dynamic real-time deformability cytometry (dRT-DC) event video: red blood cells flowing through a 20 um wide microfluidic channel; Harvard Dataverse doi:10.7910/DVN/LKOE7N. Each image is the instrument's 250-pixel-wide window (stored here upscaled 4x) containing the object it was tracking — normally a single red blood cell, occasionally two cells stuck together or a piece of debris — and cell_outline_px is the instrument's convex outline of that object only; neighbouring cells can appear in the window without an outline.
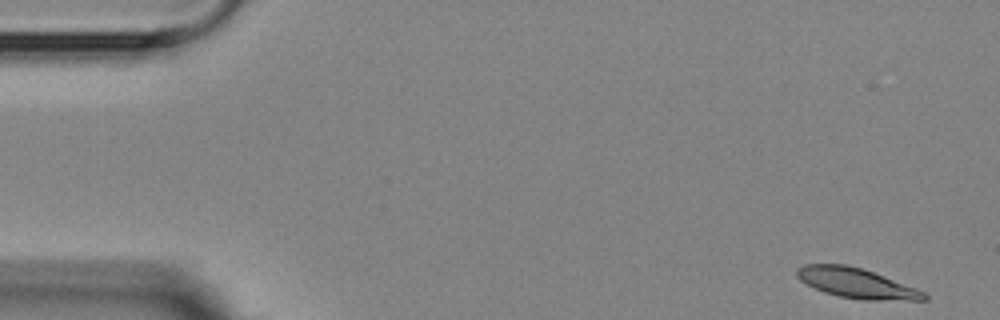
{"species": "Egyptian fruit bat (a non-hibernating species)", "species_latin": "Rousettus aegyptiacus", "temperature_condition": "room temperature", "stored_images_in_passage": 9, "camera_frame_rate_fps": 3000, "um_per_image_px": 0.085, "animal": {"sex": "female"}, "frame": {"image": 1, "passage_image": 1, "time_ms": 0.0, "image_size_px": [1000, 320], "cell_outline_px": [[928, 300], [864, 300], [836, 296], [824, 292], [800, 280], [796, 276], [796, 268], [804, 264], [844, 264], [860, 268], [872, 272], [916, 288], [924, 292], [928, 296]], "centroid_in_image_um": [72.78, 24.07], "position_along_channel_um": 12.2, "area_um2": 22.02}}
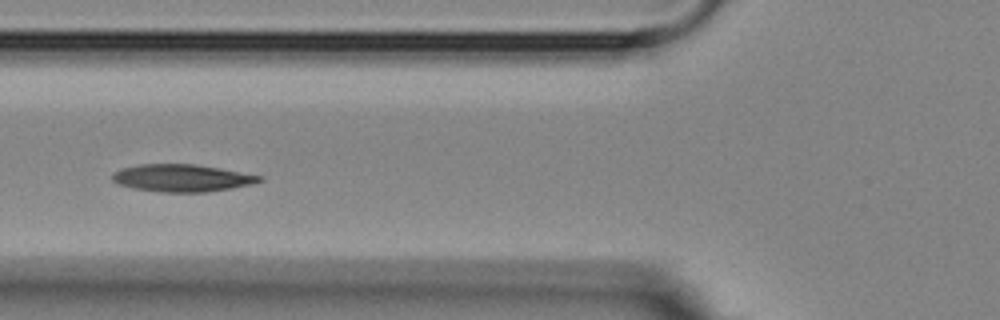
{"frame": {"image": 2, "passage_image": 6, "time_ms": 6.0, "image_size_px": [1000, 320], "cell_outline_px": [[264, 180], [252, 184], [232, 188], [208, 192], [160, 192], [132, 188], [116, 184], [112, 180], [112, 172], [124, 168], [140, 164], [196, 164], [220, 168], [264, 176]], "centroid_in_image_um": [15.47, 15.13], "position_along_channel_um": 110.3, "area_um2": 23.64}}
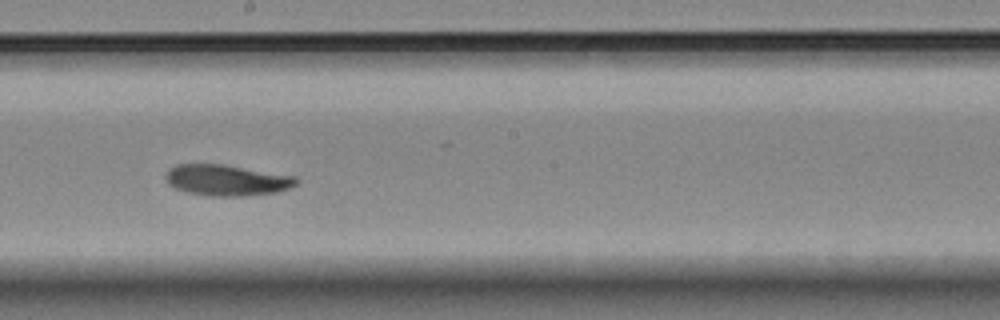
{"frame": {"image": 3, "passage_image": 9, "time_ms": 9.333, "image_size_px": [1000, 320], "cell_outline_px": [[300, 180], [292, 188], [276, 192], [244, 196], [208, 196], [188, 192], [176, 188], [168, 184], [164, 176], [176, 164], [224, 164], [296, 176]], "centroid_in_image_um": [19.32, 15.31], "position_along_channel_um": 228.9, "area_um2": 23.7}}